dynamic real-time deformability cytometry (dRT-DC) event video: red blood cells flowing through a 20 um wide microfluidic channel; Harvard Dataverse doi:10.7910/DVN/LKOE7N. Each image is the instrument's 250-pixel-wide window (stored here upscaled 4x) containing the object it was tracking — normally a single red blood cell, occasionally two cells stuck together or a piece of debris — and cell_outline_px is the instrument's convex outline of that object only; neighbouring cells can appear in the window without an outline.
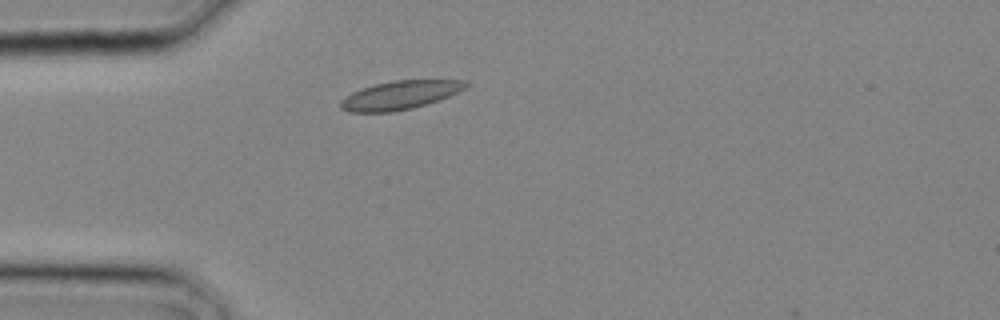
{"species": "common noctule bat (a hibernating species)", "species_latin": "Nyctalus noctula", "temperature_condition": "cold", "stored_images_in_passage": 3, "camera_frame_rate_fps": 3000, "um_per_image_px": 0.085, "animal": {"sex": "male", "body_mass_g": 20.4}, "frame": {"image": 1, "passage_image": 2, "time_ms": 0.333, "image_size_px": [1000, 320], "cell_outline_px": [[472, 84], [448, 96], [412, 108], [392, 112], [348, 112], [340, 108], [340, 100], [352, 92], [376, 84], [396, 80], [468, 80]], "centroid_in_image_um": [33.99, 8.08], "position_along_channel_um": 51.0, "area_um2": 20.58}}